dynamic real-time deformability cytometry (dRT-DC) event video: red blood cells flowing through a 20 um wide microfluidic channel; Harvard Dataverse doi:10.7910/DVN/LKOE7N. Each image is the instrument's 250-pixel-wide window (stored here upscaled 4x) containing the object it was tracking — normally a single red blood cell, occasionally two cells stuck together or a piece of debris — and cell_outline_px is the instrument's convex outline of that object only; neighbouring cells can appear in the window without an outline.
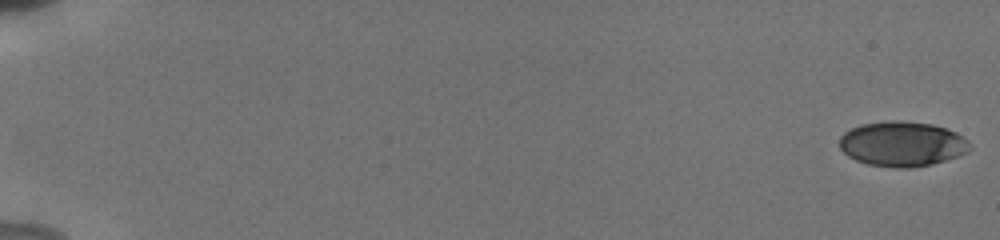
{"species": "human", "species_latin": "Homo sapiens", "temperature_condition": "cold", "stored_images_in_passage": 56, "camera_frame_rate_fps": 3000, "um_per_image_px": 0.085, "donor": {"sex": "male"}, "frame": {"image": 1, "passage_image": 1, "time_ms": 0.0, "image_size_px": [1000, 240], "cell_outline_px": [[972, 148], [968, 152], [932, 164], [908, 168], [896, 168], [868, 164], [856, 160], [848, 156], [840, 148], [840, 136], [844, 132], [860, 124], [892, 120], [900, 120], [932, 124], [948, 128], [956, 132], [968, 140], [972, 144]], "centroid_in_image_um": [76.7, 12.22], "position_along_channel_um": 8.3, "area_um2": 34.33}}
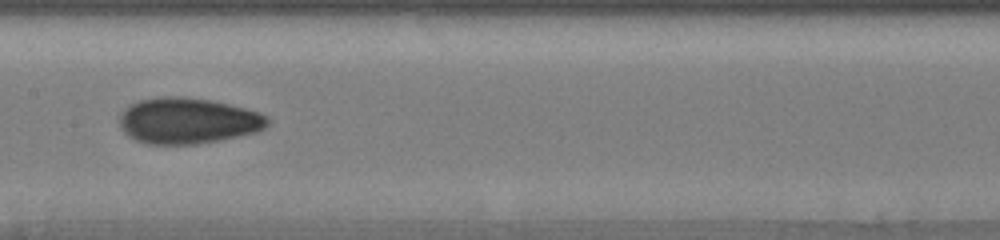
{"frame": {"image": 2, "passage_image": 42, "time_ms": 10.0, "image_size_px": [1000, 240], "cell_outline_px": [[268, 124], [264, 128], [256, 132], [220, 140], [196, 144], [144, 144], [128, 136], [120, 128], [120, 112], [124, 108], [140, 100], [160, 96], [184, 96], [212, 100], [260, 112], [268, 116]], "centroid_in_image_um": [15.95, 10.26], "position_along_channel_um": 191.5, "area_um2": 39.88}}
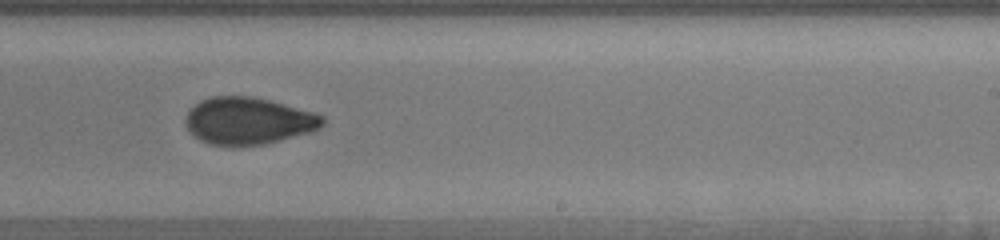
{"frame": {"image": 3, "passage_image": 46, "time_ms": 12.0, "image_size_px": [1000, 240], "cell_outline_px": [[328, 120], [320, 128], [312, 132], [264, 144], [212, 144], [200, 140], [188, 132], [188, 112], [200, 100], [212, 96], [252, 96], [268, 100], [312, 112], [324, 116]], "centroid_in_image_um": [21.16, 10.26], "position_along_channel_um": 267.8, "area_um2": 36.99}, "authors_computed_cell_mechanics": {"area_um2": 35.547, "velocity_mm_per_s": 3.8506, "shape_relaxation_time_tau1_ms": 7.9032, "shape_relaxation_time_tau2_ms": 2.0143, "deformation_change_tau1": 0.2044, "deformation_change_tau2": 0.0675}}